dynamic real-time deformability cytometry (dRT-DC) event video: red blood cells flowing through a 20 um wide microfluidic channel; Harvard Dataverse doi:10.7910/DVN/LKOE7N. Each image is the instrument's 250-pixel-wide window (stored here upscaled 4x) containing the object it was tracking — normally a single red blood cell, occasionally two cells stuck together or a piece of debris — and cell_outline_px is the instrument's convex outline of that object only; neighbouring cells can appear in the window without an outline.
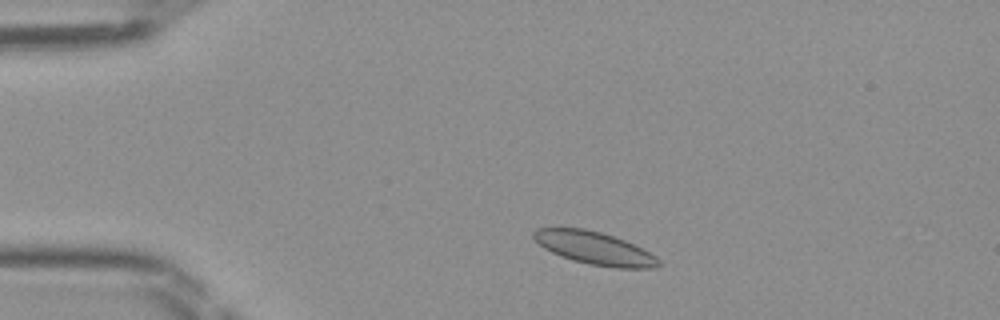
{"species": "Egyptian fruit bat (a non-hibernating species)", "species_latin": "Rousettus aegyptiacus", "temperature_condition": "room temperature", "stored_images_in_passage": 44, "camera_frame_rate_fps": 3000, "um_per_image_px": 0.085, "frame": {"image": 1, "passage_image": 5, "time_ms": 1.333, "image_size_px": [1000, 320], "cell_outline_px": [[660, 264], [656, 268], [616, 268], [588, 264], [552, 252], [544, 248], [532, 236], [532, 232], [536, 228], [584, 228], [600, 232], [624, 240], [656, 256], [660, 260]], "centroid_in_image_um": [50.54, 21.09], "position_along_channel_um": 34.5, "area_um2": 23.47}}
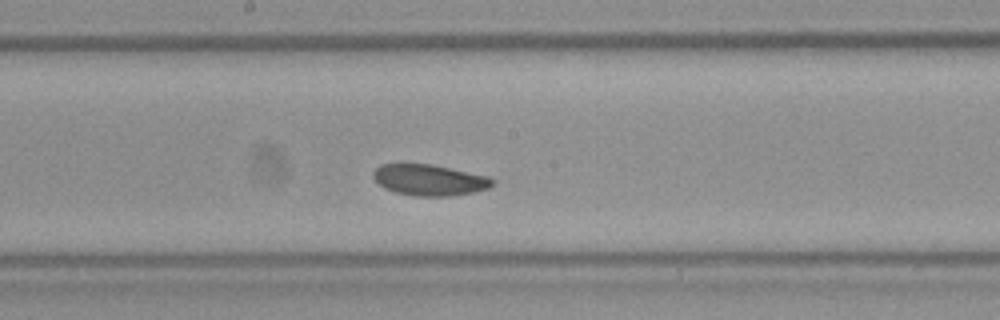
{"frame": {"image": 2, "passage_image": 21, "time_ms": 6.667, "image_size_px": [1000, 320], "cell_outline_px": [[496, 184], [488, 188], [472, 192], [452, 196], [416, 196], [396, 192], [384, 188], [372, 176], [372, 172], [380, 164], [432, 164], [488, 176], [496, 180]], "centroid_in_image_um": [36.52, 15.29], "position_along_channel_um": 211.7, "area_um2": 21.62}}
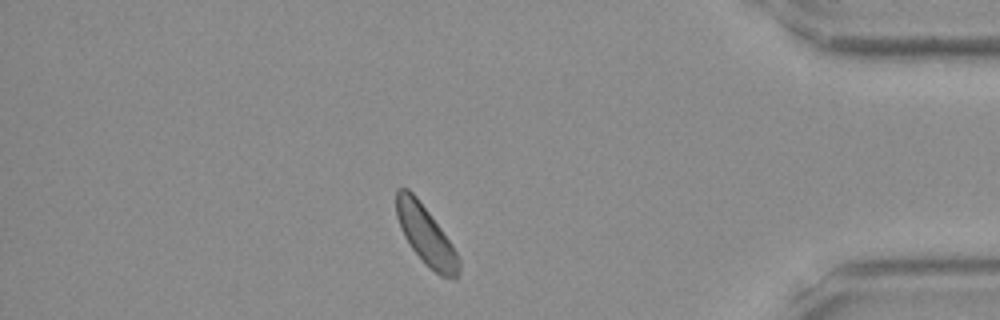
{"frame": {"image": 3, "passage_image": 37, "time_ms": 12.0, "image_size_px": [1000, 320], "cell_outline_px": [[460, 276], [456, 280], [452, 280], [440, 276], [412, 248], [404, 236], [400, 228], [396, 216], [396, 188], [408, 188], [416, 196], [452, 244], [460, 260]], "centroid_in_image_um": [36.21, 20.01], "position_along_channel_um": 399.0, "area_um2": 21.15}}